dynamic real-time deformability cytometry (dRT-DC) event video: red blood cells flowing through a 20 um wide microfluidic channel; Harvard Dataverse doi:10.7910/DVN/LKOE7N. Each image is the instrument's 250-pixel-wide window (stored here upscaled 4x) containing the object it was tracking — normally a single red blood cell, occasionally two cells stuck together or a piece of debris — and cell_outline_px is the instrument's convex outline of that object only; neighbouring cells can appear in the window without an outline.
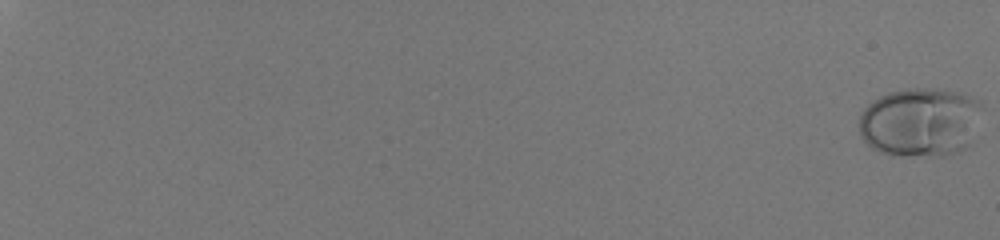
{"species": "human", "species_latin": "Homo sapiens", "temperature_condition": "room temperature", "stored_images_in_passage": 58, "camera_frame_rate_fps": 3000, "um_per_image_px": 0.085, "donor": {"sex": "male"}, "frame": {"image": 1, "passage_image": 1, "time_ms": 0.0, "image_size_px": [1000, 240], "cell_outline_px": [[980, 104], [972, 144], [956, 152], [944, 156], [892, 156], [880, 152], [872, 148], [860, 136], [860, 112], [872, 100], [888, 92], [908, 88], [928, 88], [956, 92], [980, 100]], "centroid_in_image_um": [78.18, 10.4], "position_along_channel_um": 6.8, "area_um2": 49.71}}
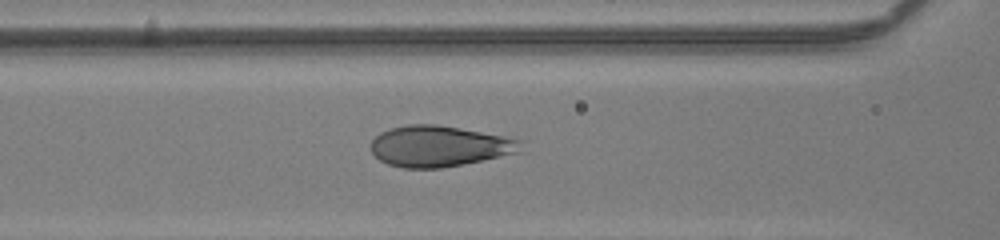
{"frame": {"image": 2, "passage_image": 32, "time_ms": 10.333, "image_size_px": [1000, 240], "cell_outline_px": [[524, 152], [464, 164], [440, 168], [404, 168], [388, 164], [380, 160], [368, 148], [372, 140], [380, 132], [388, 128], [408, 124], [436, 124], [504, 136], [524, 140]], "centroid_in_image_um": [37.37, 12.42], "position_along_channel_um": 129.2, "area_um2": 36.24}}
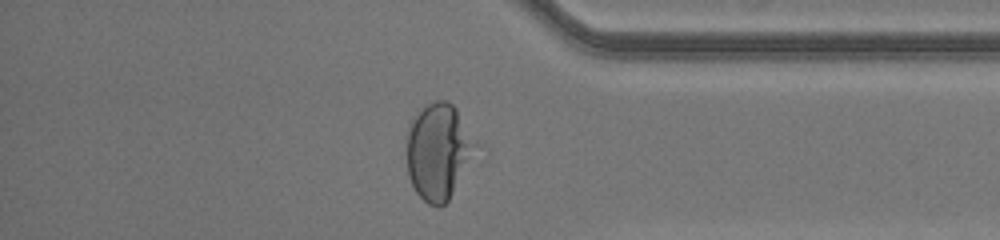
{"frame": {"image": 3, "passage_image": 52, "time_ms": 17.0, "image_size_px": [1000, 240], "cell_outline_px": [[464, 144], [460, 160], [452, 188], [448, 200], [444, 204], [436, 208], [428, 204], [416, 192], [408, 176], [404, 136], [408, 124], [412, 116], [424, 104], [436, 100], [448, 100], [456, 108]], "centroid_in_image_um": [36.88, 12.81], "position_along_channel_um": 398.3, "area_um2": 34.45}, "authors_computed_cell_mechanics": {"area_um2": 38.2347, "velocity_mm_per_s": 4.0958, "shape_relaxation_time_tau1_ms": 4.337, "shape_relaxation_time_tau2_ms": null, "deformation_change_tau1": 0.2255, "deformation_change_tau2": null}}